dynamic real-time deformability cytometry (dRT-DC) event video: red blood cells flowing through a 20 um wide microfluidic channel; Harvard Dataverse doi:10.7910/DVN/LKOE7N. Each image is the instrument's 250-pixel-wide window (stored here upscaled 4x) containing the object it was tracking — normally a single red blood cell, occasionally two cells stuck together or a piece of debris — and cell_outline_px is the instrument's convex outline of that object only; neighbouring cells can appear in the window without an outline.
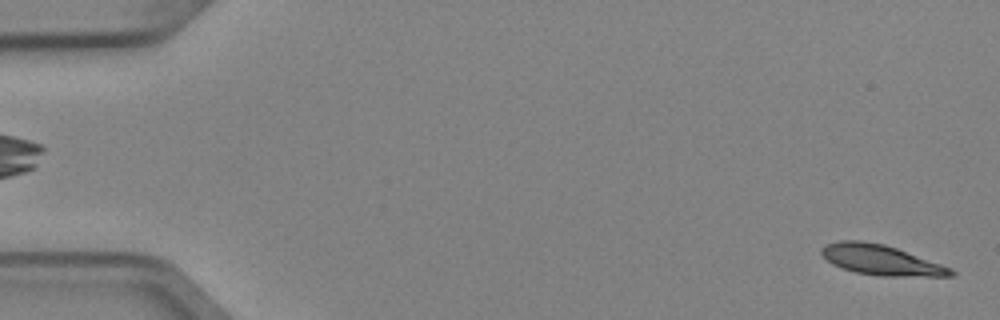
{"species": "Egyptian fruit bat (a non-hibernating species)", "species_latin": "Rousettus aegyptiacus", "temperature_condition": "cold", "stored_images_in_passage": 5, "camera_frame_rate_fps": 3000, "um_per_image_px": 0.085, "animal": {"sex": "female"}, "frame": {"image": 1, "passage_image": 5, "time_ms": 1.333, "image_size_px": [1000, 320], "cell_outline_px": [[956, 272], [952, 276], [880, 276], [856, 272], [840, 268], [832, 264], [820, 252], [820, 248], [824, 244], [840, 240], [860, 240], [884, 244], [896, 248], [952, 268]], "centroid_in_image_um": [74.85, 22.09], "position_along_channel_um": 10.2, "area_um2": 22.72}}